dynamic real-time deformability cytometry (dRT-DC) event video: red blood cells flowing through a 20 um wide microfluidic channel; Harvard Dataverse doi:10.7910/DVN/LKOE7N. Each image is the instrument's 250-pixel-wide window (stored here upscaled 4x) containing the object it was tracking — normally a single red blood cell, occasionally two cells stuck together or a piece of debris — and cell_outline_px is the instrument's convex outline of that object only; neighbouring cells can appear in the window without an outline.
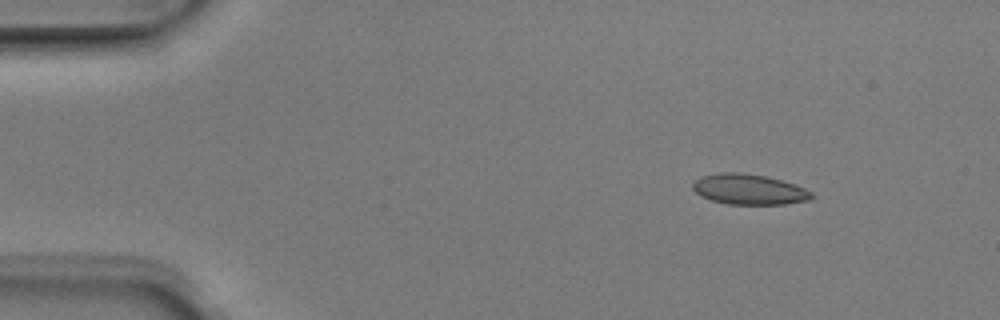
{"species": "Egyptian fruit bat (a non-hibernating species)", "species_latin": "Rousettus aegyptiacus", "temperature_condition": "room temperature", "stored_images_in_passage": 6, "camera_frame_rate_fps": 3000, "um_per_image_px": 0.085, "animal": {"sex": "male"}, "frame": {"image": 1, "passage_image": 2, "time_ms": 0.333, "image_size_px": [1000, 320], "cell_outline_px": [[816, 196], [812, 200], [784, 204], [728, 204], [712, 200], [700, 196], [692, 188], [692, 184], [700, 176], [720, 172], [736, 172], [768, 176], [804, 188], [812, 192]], "centroid_in_image_um": [63.67, 16.1], "position_along_channel_um": 21.3, "area_um2": 21.15}}
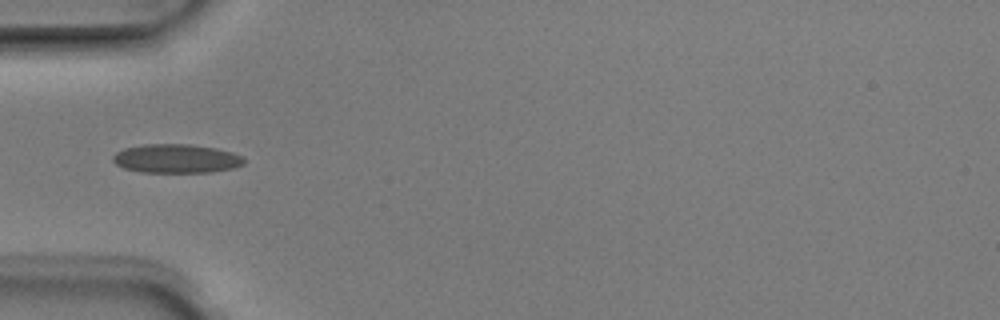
{"frame": {"image": 2, "passage_image": 5, "time_ms": 1.333, "image_size_px": [1000, 320], "cell_outline_px": [[244, 164], [232, 168], [208, 172], [140, 172], [124, 168], [116, 164], [112, 160], [112, 156], [116, 152], [124, 148], [144, 144], [188, 144], [216, 148], [232, 152], [240, 156], [244, 160]], "centroid_in_image_um": [14.94, 13.47], "position_along_channel_um": 70.1, "area_um2": 21.96}}
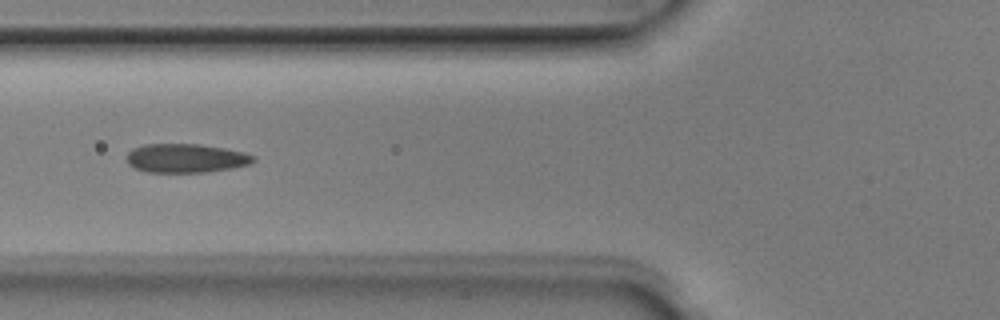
{"frame": {"image": 3, "passage_image": 6, "time_ms": 1.667, "image_size_px": [1000, 320], "cell_outline_px": [[256, 160], [252, 164], [232, 168], [204, 172], [148, 172], [136, 168], [128, 164], [124, 156], [132, 148], [144, 144], [200, 144], [224, 148], [244, 152], [256, 156]], "centroid_in_image_um": [15.8, 13.44], "position_along_channel_um": 110.0, "area_um2": 21.56}}